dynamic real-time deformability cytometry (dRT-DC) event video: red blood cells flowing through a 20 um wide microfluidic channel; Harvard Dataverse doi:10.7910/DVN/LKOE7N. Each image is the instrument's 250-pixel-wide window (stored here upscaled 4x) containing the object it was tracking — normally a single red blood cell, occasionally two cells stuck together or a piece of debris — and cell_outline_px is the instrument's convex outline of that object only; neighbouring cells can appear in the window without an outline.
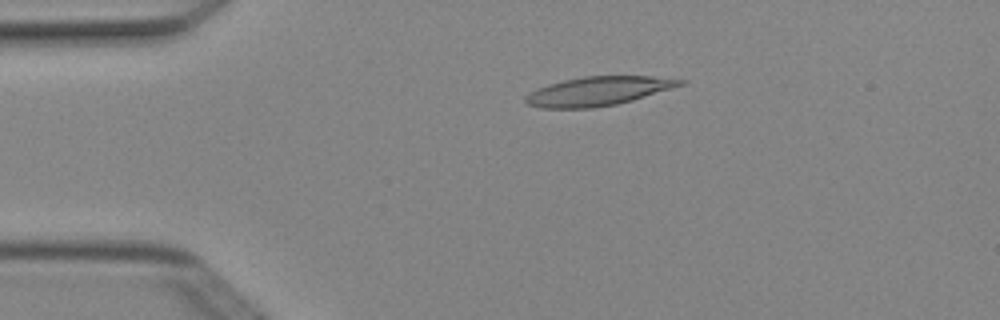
{"species": "Egyptian fruit bat (a non-hibernating species)", "species_latin": "Rousettus aegyptiacus", "temperature_condition": "cold", "stored_images_in_passage": 4, "camera_frame_rate_fps": 3000, "um_per_image_px": 0.085, "animal": {"sex": "female"}, "frame": {"image": 1, "passage_image": 3, "time_ms": 0.667, "image_size_px": [1000, 320], "cell_outline_px": [[688, 80], [684, 84], [632, 100], [616, 104], [592, 108], [540, 108], [528, 104], [524, 100], [524, 96], [536, 88], [548, 84], [564, 80], [584, 76], [652, 76]], "centroid_in_image_um": [50.81, 7.74], "position_along_channel_um": 34.2, "area_um2": 26.01}}